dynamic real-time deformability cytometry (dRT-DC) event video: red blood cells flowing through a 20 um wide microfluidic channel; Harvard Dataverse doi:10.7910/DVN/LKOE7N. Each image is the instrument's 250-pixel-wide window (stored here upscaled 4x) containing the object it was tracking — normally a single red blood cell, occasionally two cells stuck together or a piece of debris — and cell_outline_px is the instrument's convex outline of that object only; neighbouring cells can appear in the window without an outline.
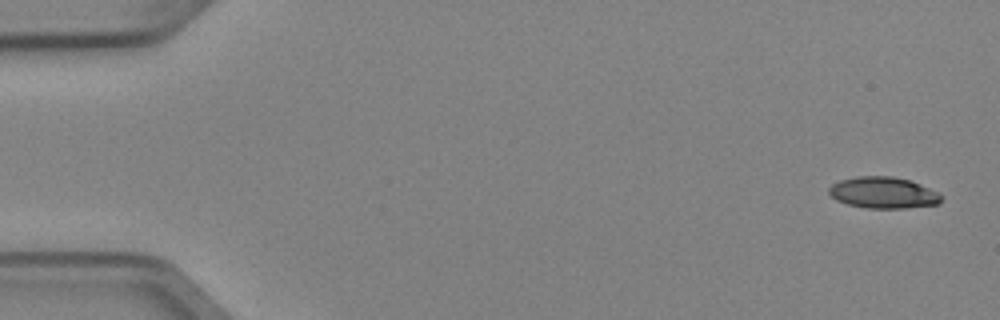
{"species": "Egyptian fruit bat (a non-hibernating species)", "species_latin": "Rousettus aegyptiacus", "temperature_condition": "cold", "stored_images_in_passage": 4, "camera_frame_rate_fps": 3000, "um_per_image_px": 0.085, "animal": {"sex": "female"}, "frame": {"image": 1, "passage_image": 1, "time_ms": 0.0, "image_size_px": [1000, 320], "cell_outline_px": [[944, 196], [940, 204], [904, 208], [868, 208], [848, 204], [836, 200], [828, 192], [828, 188], [832, 184], [840, 180], [856, 176], [892, 176], [912, 180], [940, 192]], "centroid_in_image_um": [75.13, 16.37], "position_along_channel_um": 9.9, "area_um2": 20.87}}
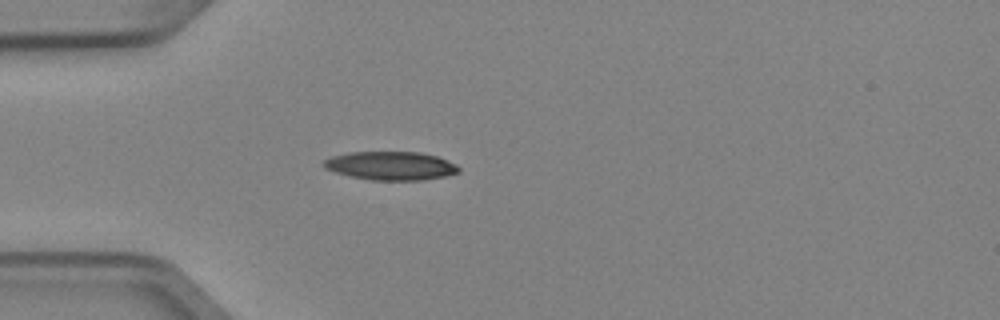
{"frame": {"image": 2, "passage_image": 4, "time_ms": 1.0, "image_size_px": [1000, 320], "cell_outline_px": [[460, 172], [448, 176], [424, 180], [368, 180], [348, 176], [324, 168], [320, 164], [324, 160], [332, 156], [348, 152], [420, 152], [436, 156], [448, 160], [456, 164], [460, 168]], "centroid_in_image_um": [33.22, 14.09], "position_along_channel_um": 51.8, "area_um2": 22.77}}